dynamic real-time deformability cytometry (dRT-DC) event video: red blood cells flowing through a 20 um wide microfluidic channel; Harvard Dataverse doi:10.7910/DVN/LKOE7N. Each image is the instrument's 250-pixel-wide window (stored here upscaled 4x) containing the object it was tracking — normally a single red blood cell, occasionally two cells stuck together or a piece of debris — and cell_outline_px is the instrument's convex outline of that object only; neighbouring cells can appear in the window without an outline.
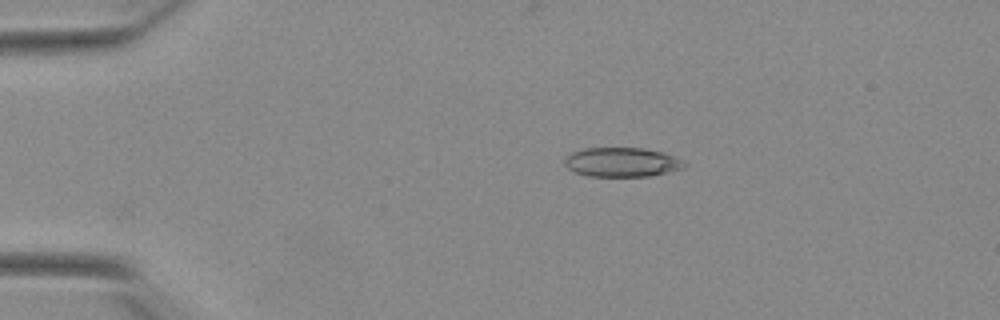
{"species": "Egyptian fruit bat (a non-hibernating species)", "species_latin": "Rousettus aegyptiacus", "temperature_condition": "warm", "stored_images_in_passage": 43, "camera_frame_rate_fps": 3000, "um_per_image_px": 0.085, "animal": {"sex": "female"}, "frame": {"image": 1, "passage_image": 1, "time_ms": 0.0, "image_size_px": [1000, 320], "cell_outline_px": [[688, 164], [684, 168], [652, 176], [588, 176], [576, 172], [568, 168], [564, 164], [564, 156], [572, 152], [584, 148], [644, 148], [664, 152]], "centroid_in_image_um": [52.85, 13.78], "position_along_channel_um": 32.2, "area_um2": 20.52}}
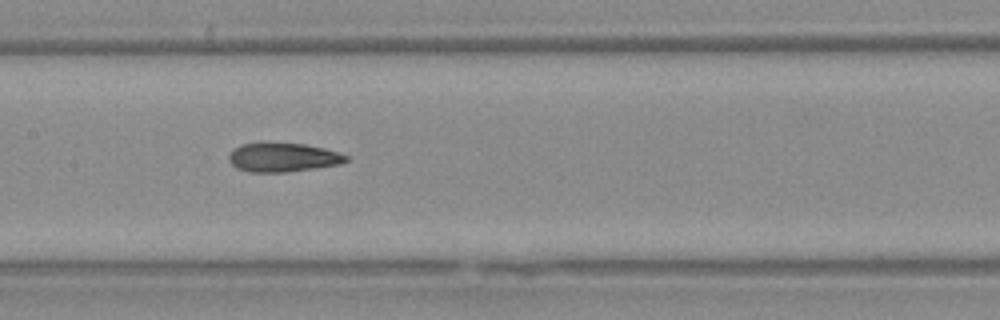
{"frame": {"image": 2, "passage_image": 17, "time_ms": 5.333, "image_size_px": [1000, 320], "cell_outline_px": [[348, 160], [340, 164], [284, 172], [248, 172], [236, 168], [228, 160], [228, 156], [240, 144], [304, 144], [324, 148], [340, 152], [348, 156]], "centroid_in_image_um": [24.06, 13.39], "position_along_channel_um": 183.3, "area_um2": 19.36}}
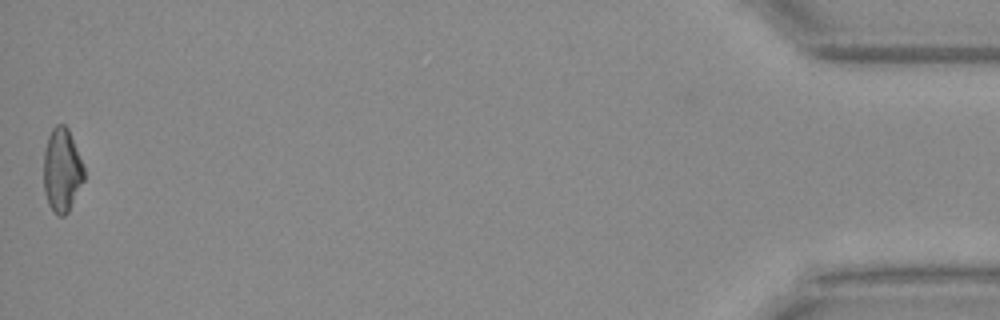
{"frame": {"image": 3, "passage_image": 43, "time_ms": 14.0, "image_size_px": [1000, 320], "cell_outline_px": [[84, 180], [68, 212], [64, 216], [56, 216], [52, 212], [48, 204], [44, 192], [44, 148], [48, 136], [52, 128], [56, 124], [64, 124], [68, 128], [84, 168]], "centroid_in_image_um": [5.24, 14.49], "position_along_channel_um": 430.0, "area_um2": 19.77}, "authors_computed_cell_mechanics": {"area_um2": 19.7676, "velocity_mm_per_s": 3.9021, "shape_relaxation_time_tau1_ms": null, "shape_relaxation_time_tau2_ms": 2.9608, "deformation_change_tau1": null, "deformation_change_tau2": 0.117}}